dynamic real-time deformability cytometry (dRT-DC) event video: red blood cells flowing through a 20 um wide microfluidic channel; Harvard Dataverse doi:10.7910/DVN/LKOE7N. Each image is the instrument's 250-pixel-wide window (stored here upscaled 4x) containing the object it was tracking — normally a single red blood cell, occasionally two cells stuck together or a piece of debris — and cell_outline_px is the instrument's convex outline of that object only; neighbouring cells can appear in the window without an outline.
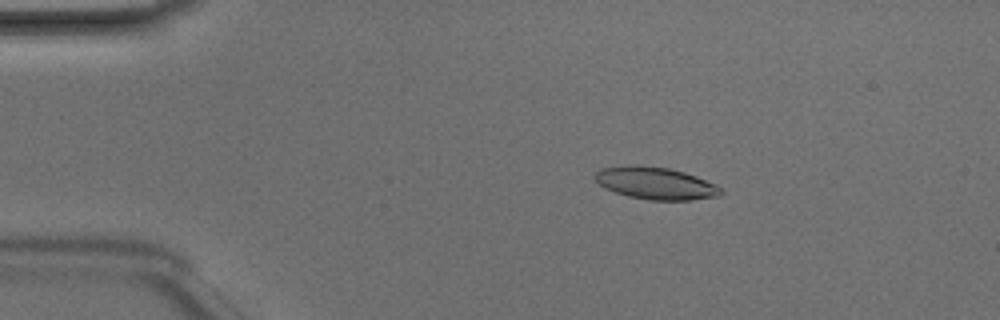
{"species": "Egyptian fruit bat (a non-hibernating species)", "species_latin": "Rousettus aegyptiacus", "temperature_condition": "room temperature", "stored_images_in_passage": 47, "camera_frame_rate_fps": 3000, "um_per_image_px": 0.085, "animal": {"sex": "male"}, "frame": {"image": 1, "passage_image": 8, "time_ms": 2.333, "image_size_px": [1000, 320], "cell_outline_px": [[724, 192], [720, 196], [692, 200], [648, 200], [628, 196], [604, 188], [596, 180], [596, 172], [600, 168], [628, 164], [636, 164], [668, 168], [684, 172], [696, 176], [716, 184]], "centroid_in_image_um": [55.74, 15.57], "position_along_channel_um": 29.3, "area_um2": 23.81}}
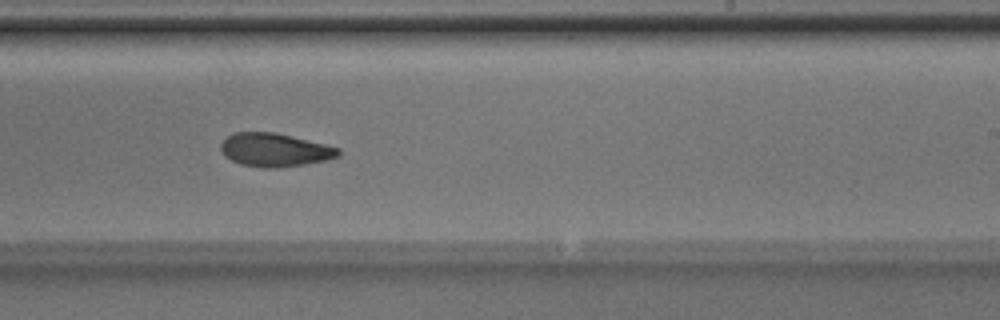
{"frame": {"image": 2, "passage_image": 29, "time_ms": 9.333, "image_size_px": [1000, 320], "cell_outline_px": [[340, 156], [328, 160], [304, 164], [276, 168], [260, 168], [240, 164], [224, 156], [220, 148], [220, 144], [228, 136], [236, 132], [276, 132], [340, 148]], "centroid_in_image_um": [23.35, 12.75], "position_along_channel_um": 265.6, "area_um2": 22.95}}
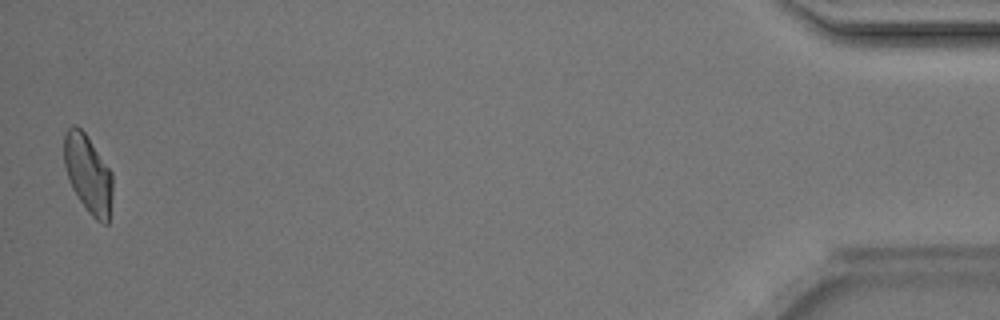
{"frame": {"image": 3, "passage_image": 47, "time_ms": 15.333, "image_size_px": [1000, 320], "cell_outline_px": [[112, 196], [108, 224], [104, 224], [96, 220], [88, 212], [72, 188], [64, 164], [64, 136], [68, 128], [72, 124], [76, 124], [84, 132], [112, 172]], "centroid_in_image_um": [7.49, 14.78], "position_along_channel_um": 427.7, "area_um2": 21.96}, "authors_computed_cell_mechanics": {"area_um2": 23.1778, "velocity_mm_per_s": 4.2063, "shape_relaxation_time_tau1_ms": 9.157, "shape_relaxation_time_tau2_ms": 4.7529, "deformation_change_tau1": 0.2387, "deformation_change_tau2": 0.1176}}